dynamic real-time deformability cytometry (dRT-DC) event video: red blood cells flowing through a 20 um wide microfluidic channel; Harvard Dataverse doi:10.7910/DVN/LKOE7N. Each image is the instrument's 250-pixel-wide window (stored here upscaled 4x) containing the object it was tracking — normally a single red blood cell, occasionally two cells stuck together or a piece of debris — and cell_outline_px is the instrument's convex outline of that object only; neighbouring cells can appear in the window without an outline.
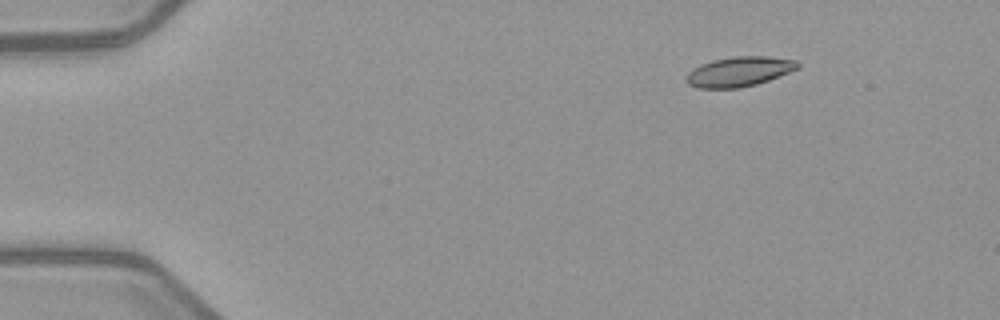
{"species": "common noctule bat (a hibernating species)", "species_latin": "Nyctalus noctula", "temperature_condition": "warm", "stored_images_in_passage": 4, "camera_frame_rate_fps": 3000, "um_per_image_px": 0.085, "animal": {"sex": "female", "body_mass_g": 21.9}, "frame": {"image": 1, "passage_image": 1, "time_ms": 0.0, "image_size_px": [1000, 320], "cell_outline_px": [[800, 68], [768, 80], [756, 84], [740, 88], [700, 88], [688, 84], [684, 80], [684, 76], [692, 68], [700, 64], [712, 60], [736, 56], [768, 56], [796, 60], [800, 64]], "centroid_in_image_um": [62.8, 6.08], "position_along_channel_um": 22.2, "area_um2": 19.54}}
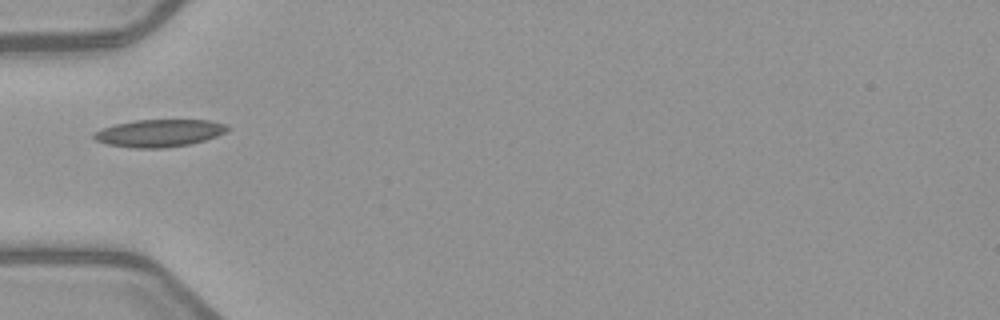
{"frame": {"image": 2, "passage_image": 4, "time_ms": 3.667, "image_size_px": [1000, 320], "cell_outline_px": [[232, 128], [216, 136], [204, 140], [188, 144], [164, 148], [136, 148], [108, 144], [96, 140], [92, 136], [92, 132], [100, 128], [116, 124], [136, 120], [208, 120], [228, 124]], "centroid_in_image_um": [13.53, 11.3], "position_along_channel_um": 71.5, "area_um2": 21.33}}